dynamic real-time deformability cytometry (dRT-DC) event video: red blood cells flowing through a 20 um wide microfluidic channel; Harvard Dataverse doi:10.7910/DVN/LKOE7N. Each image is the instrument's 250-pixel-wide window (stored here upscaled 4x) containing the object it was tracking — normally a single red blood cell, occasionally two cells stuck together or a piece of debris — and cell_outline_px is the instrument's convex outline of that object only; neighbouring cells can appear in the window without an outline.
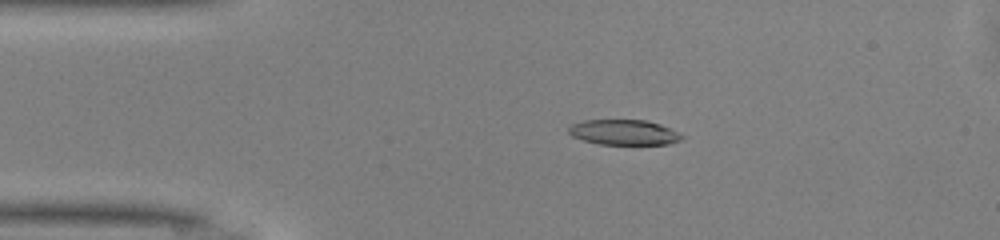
{"species": "common noctule bat (a hibernating species)", "species_latin": "Nyctalus noctula", "temperature_condition": "warm", "stored_images_in_passage": 48, "camera_frame_rate_fps": 3000, "um_per_image_px": 0.085, "animal": {"sex": "male", "body_mass_g": 13.0, "forearm_length_mm": 53.1}, "frame": {"image": 1, "passage_image": 9, "time_ms": 2.667, "image_size_px": [1000, 240], "cell_outline_px": [[684, 136], [680, 140], [668, 144], [600, 144], [584, 140], [572, 136], [568, 132], [568, 128], [572, 124], [584, 120], [648, 120], [660, 124], [680, 132]], "centroid_in_image_um": [53.05, 11.24], "position_along_channel_um": 31.9, "area_um2": 16.65}}
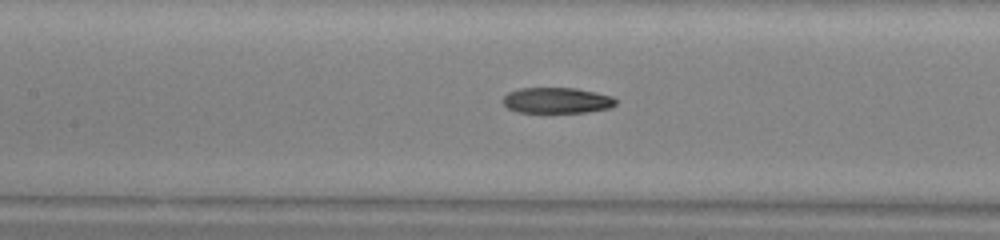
{"frame": {"image": 2, "passage_image": 21, "time_ms": 6.667, "image_size_px": [1000, 240], "cell_outline_px": [[616, 104], [608, 108], [588, 112], [516, 112], [508, 108], [504, 104], [504, 96], [508, 92], [520, 88], [576, 88], [596, 92], [612, 96], [616, 100]], "centroid_in_image_um": [47.34, 8.53], "position_along_channel_um": 160.1, "area_um2": 16.88}}
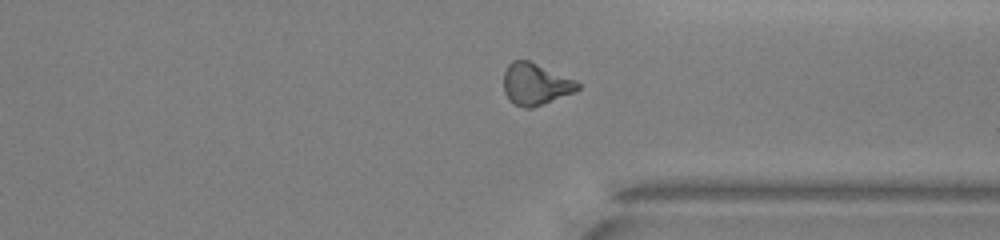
{"frame": {"image": 3, "passage_image": 36, "time_ms": 11.667, "image_size_px": [1000, 240], "cell_outline_px": [[580, 88], [576, 92], [532, 108], [524, 108], [512, 104], [508, 100], [504, 92], [504, 72], [508, 64], [512, 60], [528, 60], [576, 80], [580, 84]], "centroid_in_image_um": [45.51, 7.16], "position_along_channel_um": 365.9, "area_um2": 18.21}, "authors_computed_cell_mechanics": {"area_um2": 18.1203, "velocity_mm_per_s": 4.1479, "shape_relaxation_time_tau1_ms": 8.0763, "shape_relaxation_time_tau2_ms": 8.2479, "deformation_change_tau1": 0.2376, "deformation_change_tau2": 0.1687}}